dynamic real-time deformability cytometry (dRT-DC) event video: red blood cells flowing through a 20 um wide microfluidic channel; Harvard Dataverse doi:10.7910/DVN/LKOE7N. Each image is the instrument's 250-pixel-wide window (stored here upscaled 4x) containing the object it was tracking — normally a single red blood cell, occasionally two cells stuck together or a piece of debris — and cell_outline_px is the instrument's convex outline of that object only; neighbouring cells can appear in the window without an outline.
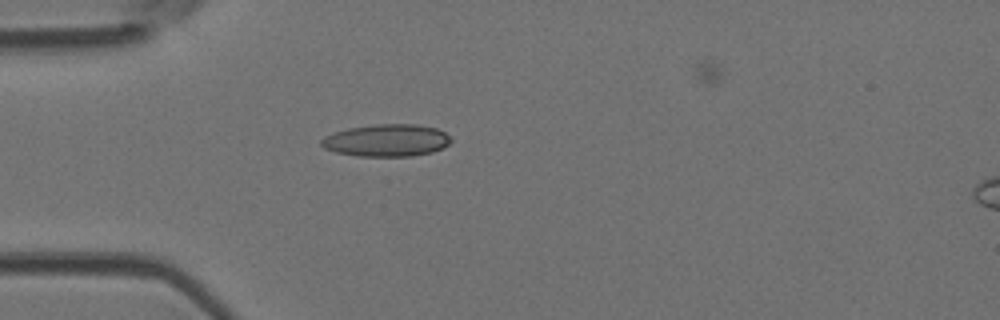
{"species": "Egyptian fruit bat (a non-hibernating species)", "species_latin": "Rousettus aegyptiacus", "temperature_condition": "room temperature", "stored_images_in_passage": 2, "camera_frame_rate_fps": 3000, "um_per_image_px": 0.085, "animal": {"sex": "female"}, "frame": {"image": 1, "passage_image": 1, "time_ms": 0.0, "image_size_px": [1000, 320], "cell_outline_px": [[452, 140], [444, 148], [432, 152], [412, 156], [360, 156], [336, 152], [324, 148], [320, 144], [320, 140], [324, 136], [332, 132], [348, 128], [376, 124], [416, 124], [436, 128], [444, 132]], "centroid_in_image_um": [32.84, 11.93], "position_along_channel_um": 52.2, "area_um2": 24.45}}